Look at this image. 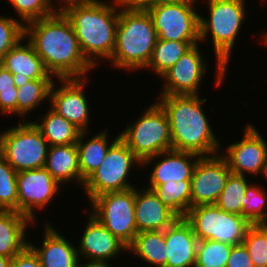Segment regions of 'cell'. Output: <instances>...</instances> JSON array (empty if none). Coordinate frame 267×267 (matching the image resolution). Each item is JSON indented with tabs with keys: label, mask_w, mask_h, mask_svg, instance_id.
I'll use <instances>...</instances> for the list:
<instances>
[{
	"label": "cell",
	"mask_w": 267,
	"mask_h": 267,
	"mask_svg": "<svg viewBox=\"0 0 267 267\" xmlns=\"http://www.w3.org/2000/svg\"><path fill=\"white\" fill-rule=\"evenodd\" d=\"M25 39L55 79L87 78L96 69L83 55L73 25L60 8L50 16L27 23Z\"/></svg>",
	"instance_id": "6da1fadb"
},
{
	"label": "cell",
	"mask_w": 267,
	"mask_h": 267,
	"mask_svg": "<svg viewBox=\"0 0 267 267\" xmlns=\"http://www.w3.org/2000/svg\"><path fill=\"white\" fill-rule=\"evenodd\" d=\"M70 0L60 9L71 21L85 58L96 68L111 58L120 14V0ZM98 65V66H97Z\"/></svg>",
	"instance_id": "7a4b0ae2"
},
{
	"label": "cell",
	"mask_w": 267,
	"mask_h": 267,
	"mask_svg": "<svg viewBox=\"0 0 267 267\" xmlns=\"http://www.w3.org/2000/svg\"><path fill=\"white\" fill-rule=\"evenodd\" d=\"M155 101L167 115L172 149L200 156H213L221 152L222 142L202 109L207 99L202 98L201 94L160 95Z\"/></svg>",
	"instance_id": "3957f363"
},
{
	"label": "cell",
	"mask_w": 267,
	"mask_h": 267,
	"mask_svg": "<svg viewBox=\"0 0 267 267\" xmlns=\"http://www.w3.org/2000/svg\"><path fill=\"white\" fill-rule=\"evenodd\" d=\"M158 40L153 21L147 10L137 8L129 0H120L111 68L137 72L145 69Z\"/></svg>",
	"instance_id": "277c9868"
},
{
	"label": "cell",
	"mask_w": 267,
	"mask_h": 267,
	"mask_svg": "<svg viewBox=\"0 0 267 267\" xmlns=\"http://www.w3.org/2000/svg\"><path fill=\"white\" fill-rule=\"evenodd\" d=\"M208 18L200 15V43L211 38L215 56L214 86H223L230 63V57L239 33L246 23V0H206Z\"/></svg>",
	"instance_id": "5b68a950"
},
{
	"label": "cell",
	"mask_w": 267,
	"mask_h": 267,
	"mask_svg": "<svg viewBox=\"0 0 267 267\" xmlns=\"http://www.w3.org/2000/svg\"><path fill=\"white\" fill-rule=\"evenodd\" d=\"M49 147L32 120L0 131V154L17 173L44 167Z\"/></svg>",
	"instance_id": "8992f818"
},
{
	"label": "cell",
	"mask_w": 267,
	"mask_h": 267,
	"mask_svg": "<svg viewBox=\"0 0 267 267\" xmlns=\"http://www.w3.org/2000/svg\"><path fill=\"white\" fill-rule=\"evenodd\" d=\"M119 137L141 161L172 149L169 121L156 101L146 106L132 124H127Z\"/></svg>",
	"instance_id": "52a82bcc"
},
{
	"label": "cell",
	"mask_w": 267,
	"mask_h": 267,
	"mask_svg": "<svg viewBox=\"0 0 267 267\" xmlns=\"http://www.w3.org/2000/svg\"><path fill=\"white\" fill-rule=\"evenodd\" d=\"M141 164L142 161L119 138L109 148L103 163L85 180L83 194L90 203L104 193L121 192L136 187L130 183L131 171L135 166L141 168Z\"/></svg>",
	"instance_id": "ba28073f"
},
{
	"label": "cell",
	"mask_w": 267,
	"mask_h": 267,
	"mask_svg": "<svg viewBox=\"0 0 267 267\" xmlns=\"http://www.w3.org/2000/svg\"><path fill=\"white\" fill-rule=\"evenodd\" d=\"M184 218L198 240H213L232 246L243 243L252 225L243 216L223 211L215 204L191 207Z\"/></svg>",
	"instance_id": "9c48e42d"
},
{
	"label": "cell",
	"mask_w": 267,
	"mask_h": 267,
	"mask_svg": "<svg viewBox=\"0 0 267 267\" xmlns=\"http://www.w3.org/2000/svg\"><path fill=\"white\" fill-rule=\"evenodd\" d=\"M135 197L136 187L104 193L95 197L89 207V212L127 247L138 233L135 223Z\"/></svg>",
	"instance_id": "30bf717a"
},
{
	"label": "cell",
	"mask_w": 267,
	"mask_h": 267,
	"mask_svg": "<svg viewBox=\"0 0 267 267\" xmlns=\"http://www.w3.org/2000/svg\"><path fill=\"white\" fill-rule=\"evenodd\" d=\"M196 4L174 3L153 6L149 13L158 39L178 42L200 41V13Z\"/></svg>",
	"instance_id": "8fae6325"
},
{
	"label": "cell",
	"mask_w": 267,
	"mask_h": 267,
	"mask_svg": "<svg viewBox=\"0 0 267 267\" xmlns=\"http://www.w3.org/2000/svg\"><path fill=\"white\" fill-rule=\"evenodd\" d=\"M56 79L50 90L49 107L66 120L70 121L81 132H89L90 102L85 88L90 79ZM60 83V86L58 87ZM57 85V86H56ZM87 86V87H86Z\"/></svg>",
	"instance_id": "7c38bea8"
},
{
	"label": "cell",
	"mask_w": 267,
	"mask_h": 267,
	"mask_svg": "<svg viewBox=\"0 0 267 267\" xmlns=\"http://www.w3.org/2000/svg\"><path fill=\"white\" fill-rule=\"evenodd\" d=\"M61 188L45 167L18 172V212L38 221L36 210H46Z\"/></svg>",
	"instance_id": "4fadbf2b"
},
{
	"label": "cell",
	"mask_w": 267,
	"mask_h": 267,
	"mask_svg": "<svg viewBox=\"0 0 267 267\" xmlns=\"http://www.w3.org/2000/svg\"><path fill=\"white\" fill-rule=\"evenodd\" d=\"M199 46L200 43L194 45L160 77L164 82L160 95L200 94L209 65Z\"/></svg>",
	"instance_id": "5bb4252c"
},
{
	"label": "cell",
	"mask_w": 267,
	"mask_h": 267,
	"mask_svg": "<svg viewBox=\"0 0 267 267\" xmlns=\"http://www.w3.org/2000/svg\"><path fill=\"white\" fill-rule=\"evenodd\" d=\"M243 136L237 142H231L221 155L227 160L233 174L253 175L259 177L267 155V140L262 137L259 129L253 124L245 123ZM255 175V176H254Z\"/></svg>",
	"instance_id": "9a60e30c"
},
{
	"label": "cell",
	"mask_w": 267,
	"mask_h": 267,
	"mask_svg": "<svg viewBox=\"0 0 267 267\" xmlns=\"http://www.w3.org/2000/svg\"><path fill=\"white\" fill-rule=\"evenodd\" d=\"M231 173L227 160L220 153L202 156L191 179V207L215 204Z\"/></svg>",
	"instance_id": "2e32d148"
},
{
	"label": "cell",
	"mask_w": 267,
	"mask_h": 267,
	"mask_svg": "<svg viewBox=\"0 0 267 267\" xmlns=\"http://www.w3.org/2000/svg\"><path fill=\"white\" fill-rule=\"evenodd\" d=\"M202 156L170 149L142 161V168L153 166L147 175L148 186H159L167 182L191 181L198 160ZM158 160V161H157ZM148 165V166H147Z\"/></svg>",
	"instance_id": "e0dca14e"
},
{
	"label": "cell",
	"mask_w": 267,
	"mask_h": 267,
	"mask_svg": "<svg viewBox=\"0 0 267 267\" xmlns=\"http://www.w3.org/2000/svg\"><path fill=\"white\" fill-rule=\"evenodd\" d=\"M87 215L86 225L80 234L77 246L82 262L83 260L112 262L118 256H122V253H127V246L124 243L111 234L90 212Z\"/></svg>",
	"instance_id": "ac0fdd59"
},
{
	"label": "cell",
	"mask_w": 267,
	"mask_h": 267,
	"mask_svg": "<svg viewBox=\"0 0 267 267\" xmlns=\"http://www.w3.org/2000/svg\"><path fill=\"white\" fill-rule=\"evenodd\" d=\"M43 242L41 246L34 245L29 240L28 246L35 252L42 267H78L79 254L76 242L59 233L52 223L45 220ZM76 244V246L74 245ZM37 246V247H36Z\"/></svg>",
	"instance_id": "d6986e66"
},
{
	"label": "cell",
	"mask_w": 267,
	"mask_h": 267,
	"mask_svg": "<svg viewBox=\"0 0 267 267\" xmlns=\"http://www.w3.org/2000/svg\"><path fill=\"white\" fill-rule=\"evenodd\" d=\"M0 65L12 73L17 88L32 79H55L47 72L42 59L25 38L0 59Z\"/></svg>",
	"instance_id": "ffe728a7"
},
{
	"label": "cell",
	"mask_w": 267,
	"mask_h": 267,
	"mask_svg": "<svg viewBox=\"0 0 267 267\" xmlns=\"http://www.w3.org/2000/svg\"><path fill=\"white\" fill-rule=\"evenodd\" d=\"M165 267H195L198 239L185 218H178L164 231Z\"/></svg>",
	"instance_id": "44dd1931"
},
{
	"label": "cell",
	"mask_w": 267,
	"mask_h": 267,
	"mask_svg": "<svg viewBox=\"0 0 267 267\" xmlns=\"http://www.w3.org/2000/svg\"><path fill=\"white\" fill-rule=\"evenodd\" d=\"M146 185L138 189L135 197V223L137 231H165L179 217L165 206Z\"/></svg>",
	"instance_id": "7402d4cb"
},
{
	"label": "cell",
	"mask_w": 267,
	"mask_h": 267,
	"mask_svg": "<svg viewBox=\"0 0 267 267\" xmlns=\"http://www.w3.org/2000/svg\"><path fill=\"white\" fill-rule=\"evenodd\" d=\"M87 135H89L87 131L80 132L76 143L79 157L80 188H83L85 180L98 169L109 148L120 138L118 133L116 137H113V140H110L107 128L106 130L102 129V131L100 129L92 137Z\"/></svg>",
	"instance_id": "603a6c76"
},
{
	"label": "cell",
	"mask_w": 267,
	"mask_h": 267,
	"mask_svg": "<svg viewBox=\"0 0 267 267\" xmlns=\"http://www.w3.org/2000/svg\"><path fill=\"white\" fill-rule=\"evenodd\" d=\"M36 223L16 211L0 212V255L12 259L27 246V229Z\"/></svg>",
	"instance_id": "cb8c5ba5"
},
{
	"label": "cell",
	"mask_w": 267,
	"mask_h": 267,
	"mask_svg": "<svg viewBox=\"0 0 267 267\" xmlns=\"http://www.w3.org/2000/svg\"><path fill=\"white\" fill-rule=\"evenodd\" d=\"M60 186L73 181L80 185L79 157L76 144L50 146L44 166Z\"/></svg>",
	"instance_id": "d4e9b609"
},
{
	"label": "cell",
	"mask_w": 267,
	"mask_h": 267,
	"mask_svg": "<svg viewBox=\"0 0 267 267\" xmlns=\"http://www.w3.org/2000/svg\"><path fill=\"white\" fill-rule=\"evenodd\" d=\"M32 122L50 146L76 144L80 130L49 107L48 111Z\"/></svg>",
	"instance_id": "484cf974"
},
{
	"label": "cell",
	"mask_w": 267,
	"mask_h": 267,
	"mask_svg": "<svg viewBox=\"0 0 267 267\" xmlns=\"http://www.w3.org/2000/svg\"><path fill=\"white\" fill-rule=\"evenodd\" d=\"M132 256L153 267H165L166 242L164 231H143L136 234L133 242L127 247Z\"/></svg>",
	"instance_id": "4316f807"
},
{
	"label": "cell",
	"mask_w": 267,
	"mask_h": 267,
	"mask_svg": "<svg viewBox=\"0 0 267 267\" xmlns=\"http://www.w3.org/2000/svg\"><path fill=\"white\" fill-rule=\"evenodd\" d=\"M54 81L56 80L32 79L17 88V116L21 118V121L22 117L23 121L25 117L26 119L27 117L30 118L29 114L32 111H35V109L39 110V105L42 106L50 100V90Z\"/></svg>",
	"instance_id": "83f0119b"
},
{
	"label": "cell",
	"mask_w": 267,
	"mask_h": 267,
	"mask_svg": "<svg viewBox=\"0 0 267 267\" xmlns=\"http://www.w3.org/2000/svg\"><path fill=\"white\" fill-rule=\"evenodd\" d=\"M179 218L191 208V181L167 182L159 186H146Z\"/></svg>",
	"instance_id": "f1b7e54d"
},
{
	"label": "cell",
	"mask_w": 267,
	"mask_h": 267,
	"mask_svg": "<svg viewBox=\"0 0 267 267\" xmlns=\"http://www.w3.org/2000/svg\"><path fill=\"white\" fill-rule=\"evenodd\" d=\"M199 42H178L158 39L151 59L144 71L152 70L159 78L171 68L188 50Z\"/></svg>",
	"instance_id": "f546056e"
},
{
	"label": "cell",
	"mask_w": 267,
	"mask_h": 267,
	"mask_svg": "<svg viewBox=\"0 0 267 267\" xmlns=\"http://www.w3.org/2000/svg\"><path fill=\"white\" fill-rule=\"evenodd\" d=\"M248 178L231 173L215 205L223 211L242 216V202L246 189L251 183L250 179H252L250 176Z\"/></svg>",
	"instance_id": "4dcf8cb0"
},
{
	"label": "cell",
	"mask_w": 267,
	"mask_h": 267,
	"mask_svg": "<svg viewBox=\"0 0 267 267\" xmlns=\"http://www.w3.org/2000/svg\"><path fill=\"white\" fill-rule=\"evenodd\" d=\"M248 185L242 202V216L251 224H265L267 222V191L261 184Z\"/></svg>",
	"instance_id": "1f68e13d"
},
{
	"label": "cell",
	"mask_w": 267,
	"mask_h": 267,
	"mask_svg": "<svg viewBox=\"0 0 267 267\" xmlns=\"http://www.w3.org/2000/svg\"><path fill=\"white\" fill-rule=\"evenodd\" d=\"M232 245L213 240H198L195 267H226Z\"/></svg>",
	"instance_id": "d6a6232c"
},
{
	"label": "cell",
	"mask_w": 267,
	"mask_h": 267,
	"mask_svg": "<svg viewBox=\"0 0 267 267\" xmlns=\"http://www.w3.org/2000/svg\"><path fill=\"white\" fill-rule=\"evenodd\" d=\"M0 209L18 212L17 172L0 154Z\"/></svg>",
	"instance_id": "836d02e7"
},
{
	"label": "cell",
	"mask_w": 267,
	"mask_h": 267,
	"mask_svg": "<svg viewBox=\"0 0 267 267\" xmlns=\"http://www.w3.org/2000/svg\"><path fill=\"white\" fill-rule=\"evenodd\" d=\"M243 244L248 250L254 267H267L266 224H252L246 232Z\"/></svg>",
	"instance_id": "e575fe53"
},
{
	"label": "cell",
	"mask_w": 267,
	"mask_h": 267,
	"mask_svg": "<svg viewBox=\"0 0 267 267\" xmlns=\"http://www.w3.org/2000/svg\"><path fill=\"white\" fill-rule=\"evenodd\" d=\"M10 4L20 21L27 23L52 15L59 7L51 0H12ZM55 4V5H54Z\"/></svg>",
	"instance_id": "d590c367"
},
{
	"label": "cell",
	"mask_w": 267,
	"mask_h": 267,
	"mask_svg": "<svg viewBox=\"0 0 267 267\" xmlns=\"http://www.w3.org/2000/svg\"><path fill=\"white\" fill-rule=\"evenodd\" d=\"M25 38V25L16 17L0 16V59Z\"/></svg>",
	"instance_id": "8d00e7d4"
},
{
	"label": "cell",
	"mask_w": 267,
	"mask_h": 267,
	"mask_svg": "<svg viewBox=\"0 0 267 267\" xmlns=\"http://www.w3.org/2000/svg\"><path fill=\"white\" fill-rule=\"evenodd\" d=\"M0 114L6 117L12 114L17 116V87L12 73L2 65H0Z\"/></svg>",
	"instance_id": "74e56055"
},
{
	"label": "cell",
	"mask_w": 267,
	"mask_h": 267,
	"mask_svg": "<svg viewBox=\"0 0 267 267\" xmlns=\"http://www.w3.org/2000/svg\"><path fill=\"white\" fill-rule=\"evenodd\" d=\"M226 267H254L245 245H233Z\"/></svg>",
	"instance_id": "f35d334b"
},
{
	"label": "cell",
	"mask_w": 267,
	"mask_h": 267,
	"mask_svg": "<svg viewBox=\"0 0 267 267\" xmlns=\"http://www.w3.org/2000/svg\"><path fill=\"white\" fill-rule=\"evenodd\" d=\"M10 267H42L35 252L27 246L11 259Z\"/></svg>",
	"instance_id": "ab89813d"
},
{
	"label": "cell",
	"mask_w": 267,
	"mask_h": 267,
	"mask_svg": "<svg viewBox=\"0 0 267 267\" xmlns=\"http://www.w3.org/2000/svg\"><path fill=\"white\" fill-rule=\"evenodd\" d=\"M134 6L140 9H148L153 6L163 4H174V3H185V4H196V0H129Z\"/></svg>",
	"instance_id": "60d3db41"
},
{
	"label": "cell",
	"mask_w": 267,
	"mask_h": 267,
	"mask_svg": "<svg viewBox=\"0 0 267 267\" xmlns=\"http://www.w3.org/2000/svg\"><path fill=\"white\" fill-rule=\"evenodd\" d=\"M111 263L110 261H84V263L80 261L78 267H113Z\"/></svg>",
	"instance_id": "b9f144b4"
},
{
	"label": "cell",
	"mask_w": 267,
	"mask_h": 267,
	"mask_svg": "<svg viewBox=\"0 0 267 267\" xmlns=\"http://www.w3.org/2000/svg\"><path fill=\"white\" fill-rule=\"evenodd\" d=\"M11 259L0 255V267H10Z\"/></svg>",
	"instance_id": "7bdbcfd3"
},
{
	"label": "cell",
	"mask_w": 267,
	"mask_h": 267,
	"mask_svg": "<svg viewBox=\"0 0 267 267\" xmlns=\"http://www.w3.org/2000/svg\"><path fill=\"white\" fill-rule=\"evenodd\" d=\"M259 175H261L262 178L264 176L265 178H263V179L264 180L266 179V181H267V155H266L264 164L262 165V168H261V171H260Z\"/></svg>",
	"instance_id": "ee69618b"
},
{
	"label": "cell",
	"mask_w": 267,
	"mask_h": 267,
	"mask_svg": "<svg viewBox=\"0 0 267 267\" xmlns=\"http://www.w3.org/2000/svg\"><path fill=\"white\" fill-rule=\"evenodd\" d=\"M51 1L53 3H54V1H56V2L58 1L56 5L59 6V8H60L64 3L69 2L70 0H51Z\"/></svg>",
	"instance_id": "f6af8a7d"
},
{
	"label": "cell",
	"mask_w": 267,
	"mask_h": 267,
	"mask_svg": "<svg viewBox=\"0 0 267 267\" xmlns=\"http://www.w3.org/2000/svg\"><path fill=\"white\" fill-rule=\"evenodd\" d=\"M263 35L264 36H262V37H264V38L262 39L263 42H261V44H264V45L267 46V32L265 34H263Z\"/></svg>",
	"instance_id": "bcb514c9"
}]
</instances>
